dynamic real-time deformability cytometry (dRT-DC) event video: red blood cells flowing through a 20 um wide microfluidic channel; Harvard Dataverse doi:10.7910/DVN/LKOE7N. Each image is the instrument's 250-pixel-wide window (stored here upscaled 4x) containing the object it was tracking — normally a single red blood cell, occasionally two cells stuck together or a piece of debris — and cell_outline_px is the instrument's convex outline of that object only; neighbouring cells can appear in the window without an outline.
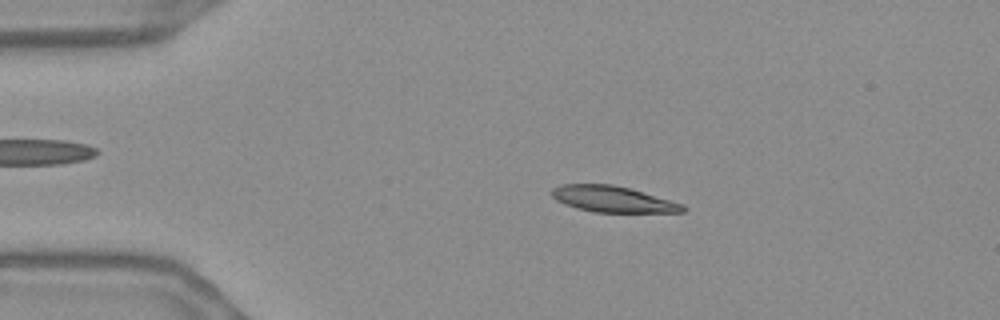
{"species": "Egyptian fruit bat (a non-hibernating species)", "species_latin": "Rousettus aegyptiacus", "temperature_condition": "warm", "stored_images_in_passage": 54, "camera_frame_rate_fps": 3000, "um_per_image_px": 0.085, "frame": {"image": 1, "passage_image": 10, "time_ms": 3.0, "image_size_px": [1000, 320], "cell_outline_px": [[688, 208], [684, 212], [592, 212], [576, 208], [564, 204], [556, 200], [552, 196], [552, 188], [560, 184], [612, 184], [628, 188], [684, 204]], "centroid_in_image_um": [52.07, 16.93], "position_along_channel_um": 32.9, "area_um2": 19.88}}
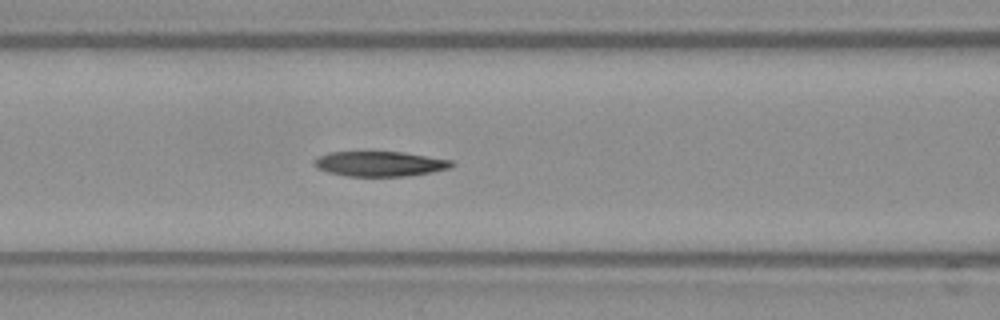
{"frame": {"image": 2, "passage_image": 22, "time_ms": 7.0, "image_size_px": [1000, 320], "cell_outline_px": [[456, 164], [452, 168], [432, 172], [408, 176], [344, 176], [328, 172], [316, 168], [312, 164], [312, 160], [316, 156], [328, 152], [404, 152], [452, 160]], "centroid_in_image_um": [32.27, 13.92], "position_along_channel_um": 134.3, "area_um2": 20.4}}
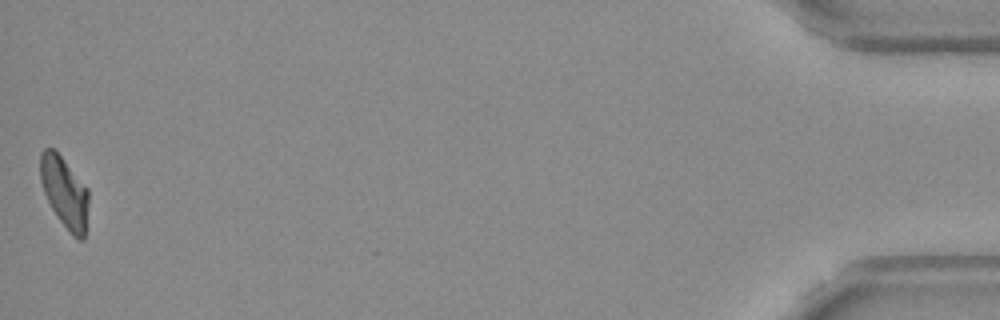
{"frame": {"image": 3, "passage_image": 54, "time_ms": 17.667, "image_size_px": [1000, 320], "cell_outline_px": [[88, 204], [84, 240], [80, 240], [72, 236], [56, 216], [44, 192], [40, 180], [40, 152], [44, 148], [52, 148], [64, 160], [88, 188]], "centroid_in_image_um": [5.48, 16.36], "position_along_channel_um": 429.7, "area_um2": 19.88}, "authors_computed_cell_mechanics": {"area_um2": 20.5768, "velocity_mm_per_s": 3.6753, "shape_relaxation_time_tau1_ms": null, "shape_relaxation_time_tau2_ms": 8.3273, "deformation_change_tau1": null, "deformation_change_tau2": 0.1594}}